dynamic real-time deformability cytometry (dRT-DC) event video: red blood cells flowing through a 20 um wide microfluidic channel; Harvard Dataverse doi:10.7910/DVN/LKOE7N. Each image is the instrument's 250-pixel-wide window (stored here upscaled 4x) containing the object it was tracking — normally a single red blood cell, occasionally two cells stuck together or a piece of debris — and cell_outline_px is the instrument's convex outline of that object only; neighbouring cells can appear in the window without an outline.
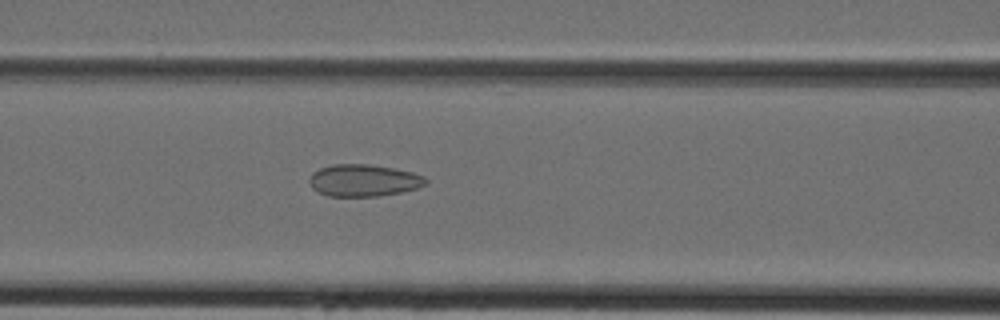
{"species": "Egyptian fruit bat (a non-hibernating species)", "species_latin": "Rousettus aegyptiacus", "temperature_condition": "cold", "stored_images_in_passage": 43, "camera_frame_rate_fps": 3000, "um_per_image_px": 0.085, "animal": {"sex": "female"}, "frame": {"image": 1, "passage_image": 18, "time_ms": 5.667, "image_size_px": [1000, 320], "cell_outline_px": [[428, 184], [416, 188], [400, 192], [380, 196], [328, 196], [312, 188], [308, 180], [312, 172], [320, 168], [332, 164], [368, 164], [392, 168], [412, 172], [424, 176], [428, 180]], "centroid_in_image_um": [30.9, 15.33], "position_along_channel_um": 135.7, "area_um2": 21.73}}
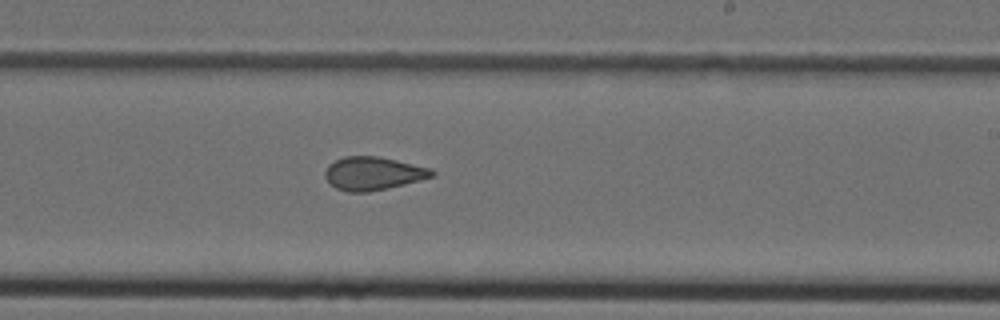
{"frame": {"image": 2, "passage_image": 26, "time_ms": 8.333, "image_size_px": [1000, 320], "cell_outline_px": [[436, 176], [388, 188], [368, 192], [348, 192], [336, 188], [328, 184], [324, 176], [324, 172], [328, 164], [344, 156], [380, 156], [432, 168], [436, 172]], "centroid_in_image_um": [31.71, 14.74], "position_along_channel_um": 257.3, "area_um2": 21.04}}
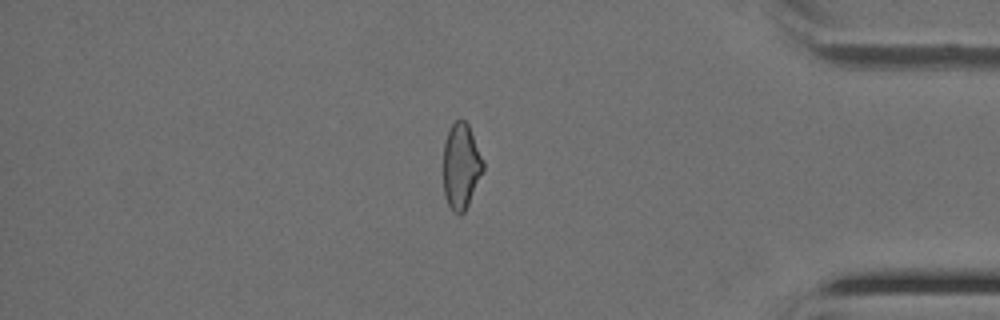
{"frame": {"image": 3, "passage_image": 37, "time_ms": 12.0, "image_size_px": [1000, 320], "cell_outline_px": [[484, 168], [468, 204], [464, 212], [460, 216], [452, 212], [444, 196], [444, 140], [452, 124], [456, 120], [464, 120], [468, 124], [484, 160]], "centroid_in_image_um": [39.19, 14.14], "position_along_channel_um": 396.0, "area_um2": 19.83}}